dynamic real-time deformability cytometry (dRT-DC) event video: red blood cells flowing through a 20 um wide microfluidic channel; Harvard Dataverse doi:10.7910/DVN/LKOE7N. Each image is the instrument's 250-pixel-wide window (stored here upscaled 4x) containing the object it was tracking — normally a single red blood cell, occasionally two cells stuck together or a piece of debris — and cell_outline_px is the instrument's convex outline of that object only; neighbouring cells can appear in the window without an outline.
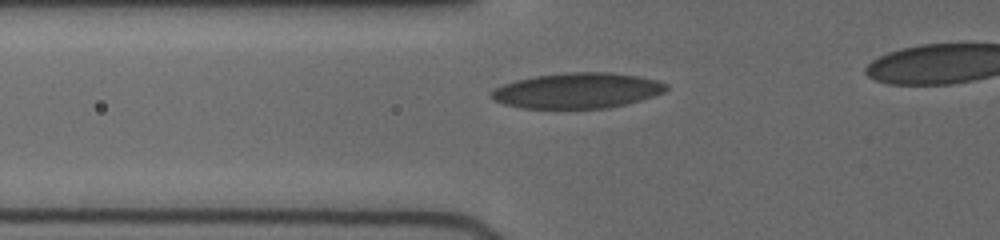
{"species": "human", "species_latin": "Homo sapiens", "temperature_condition": "cold", "stored_images_in_passage": 25, "camera_frame_rate_fps": 3000, "um_per_image_px": 0.085, "donor": {"sex": "female"}, "frame": {"image": 1, "passage_image": 7, "time_ms": 3.333, "image_size_px": [1000, 240], "cell_outline_px": [[668, 88], [664, 92], [640, 100], [624, 104], [604, 108], [524, 108], [504, 104], [488, 96], [488, 92], [504, 84], [516, 80], [536, 76], [564, 72], [608, 72], [636, 76], [656, 80], [668, 84]], "centroid_in_image_um": [49.04, 7.69], "position_along_channel_um": 76.8, "area_um2": 35.89}}
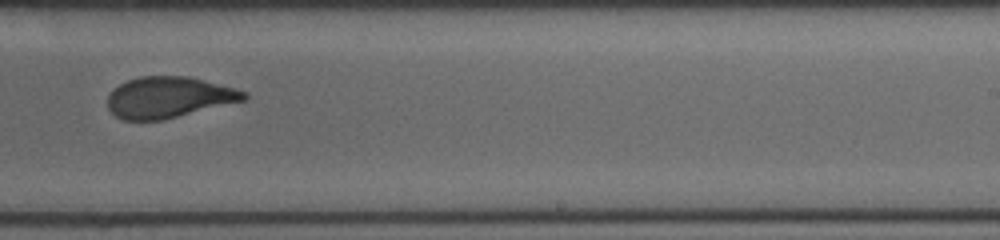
{"frame": {"image": 2, "passage_image": 17, "time_ms": 8.333, "image_size_px": [1000, 240], "cell_outline_px": [[248, 96], [244, 100], [164, 120], [124, 120], [116, 116], [108, 108], [108, 96], [112, 88], [128, 80], [140, 76], [188, 76], [204, 80], [248, 92]], "centroid_in_image_um": [14.32, 8.27], "position_along_channel_um": 274.7, "area_um2": 32.54}}
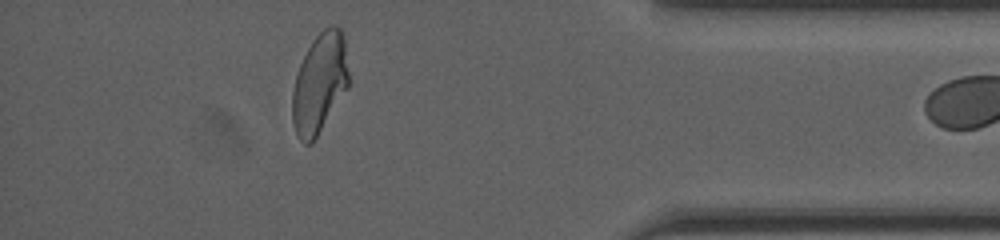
{"frame": {"image": 3, "passage_image": 24, "time_ms": 12.333, "image_size_px": [1000, 240], "cell_outline_px": [[348, 88], [312, 144], [304, 144], [296, 136], [292, 120], [292, 92], [296, 76], [300, 64], [312, 40], [324, 28], [332, 24], [340, 28], [344, 40], [348, 72]], "centroid_in_image_um": [27.15, 7.11], "position_along_channel_um": 408.1, "area_um2": 32.77}}